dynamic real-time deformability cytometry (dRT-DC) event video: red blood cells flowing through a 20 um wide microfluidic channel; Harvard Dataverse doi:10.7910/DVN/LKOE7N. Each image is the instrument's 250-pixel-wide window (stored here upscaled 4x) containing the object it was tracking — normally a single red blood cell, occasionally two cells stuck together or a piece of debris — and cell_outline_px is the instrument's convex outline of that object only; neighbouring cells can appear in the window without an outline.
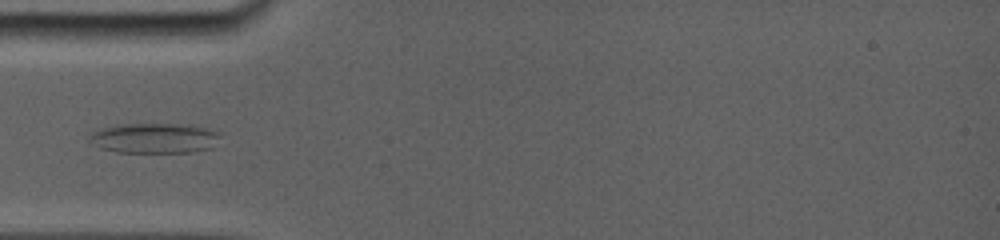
{"species": "common noctule bat (a hibernating species)", "species_latin": "Nyctalus noctula", "temperature_condition": "room temperature", "stored_images_in_passage": 16, "camera_frame_rate_fps": 5000, "um_per_image_px": 0.085, "animal": {"sex": "female", "body_mass_g": 19.0, "forearm_length_mm": 56.7}, "frame": {"image": 1, "passage_image": 2, "time_ms": 0.8, "image_size_px": [1000, 240], "cell_outline_px": [[220, 136], [212, 148], [196, 152], [116, 152], [100, 148], [92, 144], [88, 140], [88, 136], [92, 132], [100, 128], [116, 124], [188, 124], [208, 128], [216, 132]], "centroid_in_image_um": [13.09, 11.74], "position_along_channel_um": 71.9, "area_um2": 23.24}}
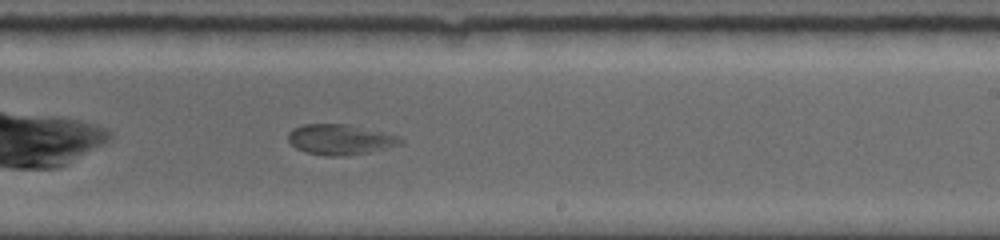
{"frame": {"image": 2, "passage_image": 8, "time_ms": 5.8, "image_size_px": [1000, 240], "cell_outline_px": [[404, 144], [368, 152], [344, 156], [324, 156], [304, 152], [296, 148], [288, 140], [288, 132], [292, 128], [304, 124], [348, 124], [400, 136], [404, 140]], "centroid_in_image_um": [28.91, 11.86], "position_along_channel_um": 260.1, "area_um2": 20.06}}
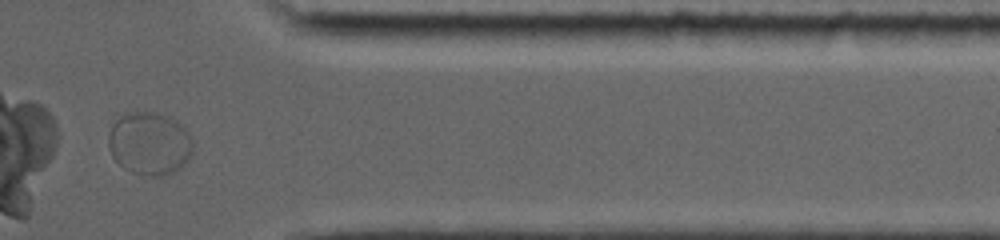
{"frame": {"image": 3, "passage_image": 13, "time_ms": 9.6, "image_size_px": [1000, 240], "cell_outline_px": [[192, 152], [188, 160], [176, 172], [164, 176], [148, 176], [132, 172], [124, 168], [112, 156], [108, 148], [108, 136], [112, 124], [124, 112], [156, 112], [168, 116], [176, 120], [188, 132], [192, 140]], "centroid_in_image_um": [12.7, 12.2], "position_along_channel_um": 398.7, "area_um2": 31.27}}